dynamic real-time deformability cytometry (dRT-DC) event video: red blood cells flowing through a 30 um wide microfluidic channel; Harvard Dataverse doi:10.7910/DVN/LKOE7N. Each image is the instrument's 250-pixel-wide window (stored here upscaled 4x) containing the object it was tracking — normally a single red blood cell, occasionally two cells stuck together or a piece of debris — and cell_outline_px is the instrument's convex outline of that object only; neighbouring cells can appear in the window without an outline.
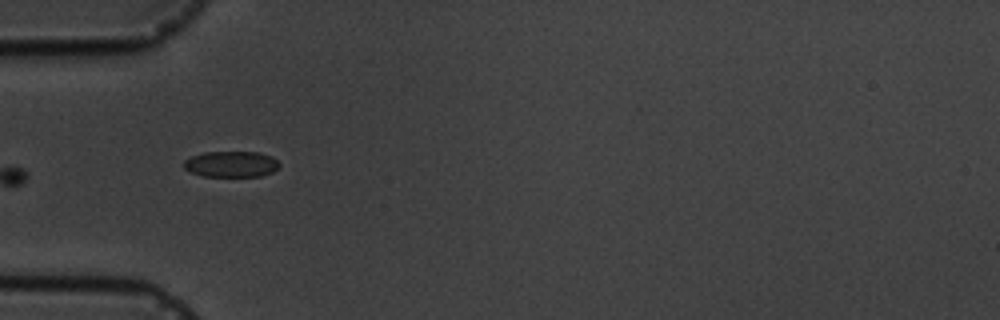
{"species": "common noctule bat (a hibernating species)", "species_latin": "Nyctalus noctula", "temperature_condition": "cold", "stored_images_in_passage": 14, "camera_frame_rate_fps": 3000, "um_per_image_px": 0.085, "animal": {"sex": "male", "body_mass_g": 19.5, "forearm_length_mm": 54.6}, "frame": {"image": 1, "passage_image": 4, "time_ms": 3.667, "image_size_px": [1000, 320], "cell_outline_px": [[280, 164], [272, 172], [260, 176], [204, 176], [188, 172], [184, 168], [184, 160], [192, 156], [204, 152], [260, 152], [272, 156]], "centroid_in_image_um": [19.63, 13.95], "position_along_channel_um": 65.4, "area_um2": 14.45}}
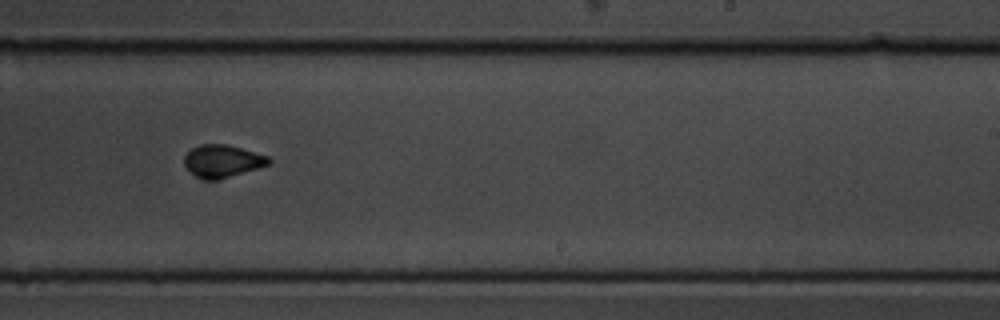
{"frame": {"image": 2, "passage_image": 9, "time_ms": 9.333, "image_size_px": [1000, 320], "cell_outline_px": [[272, 164], [216, 180], [200, 180], [184, 164], [184, 156], [192, 148], [200, 144], [228, 144], [268, 156], [272, 160]], "centroid_in_image_um": [18.92, 13.69], "position_along_channel_um": 270.1, "area_um2": 16.01}}
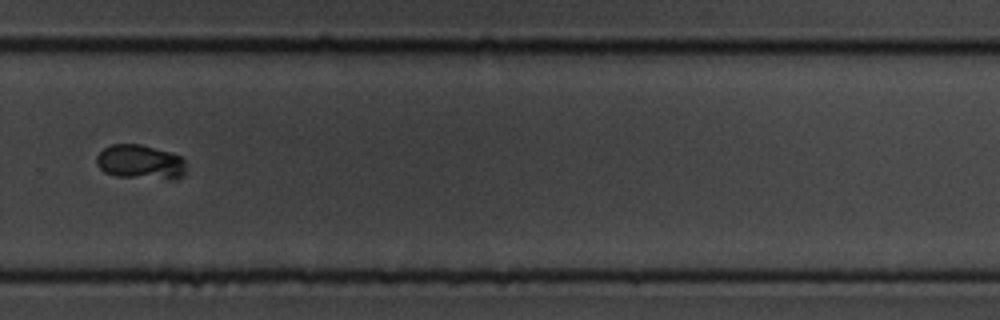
{"frame": {"image": 3, "passage_image": 10, "time_ms": 10.667, "image_size_px": [1000, 320], "cell_outline_px": [[184, 176], [176, 180], [172, 180], [116, 176], [104, 172], [96, 164], [96, 156], [104, 148], [112, 144], [140, 144], [172, 152], [180, 156], [184, 160]], "centroid_in_image_um": [11.94, 13.78], "position_along_channel_um": 317.9, "area_um2": 18.26}}